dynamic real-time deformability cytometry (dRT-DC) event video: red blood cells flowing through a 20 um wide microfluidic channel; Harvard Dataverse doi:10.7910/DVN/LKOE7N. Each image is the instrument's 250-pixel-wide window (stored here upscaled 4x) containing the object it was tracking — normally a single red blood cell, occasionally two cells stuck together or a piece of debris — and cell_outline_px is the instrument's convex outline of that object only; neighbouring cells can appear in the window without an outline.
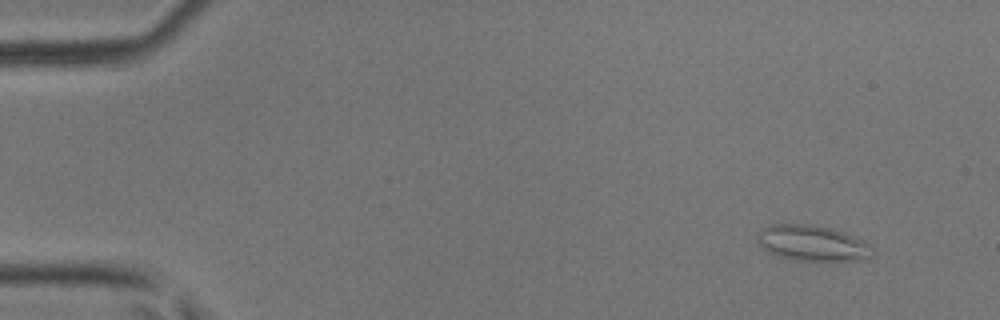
{"species": "common noctule bat (a hibernating species)", "species_latin": "Nyctalus noctula", "temperature_condition": "room temperature", "stored_images_in_passage": 5, "camera_frame_rate_fps": 3000, "um_per_image_px": 0.085, "animal": {"sex": "male", "body_mass_g": 17.9, "forearm_length_mm": 54.2}, "frame": {"image": 1, "passage_image": 1, "time_ms": 0.0, "image_size_px": [1000, 320], "cell_outline_px": [[872, 256], [860, 260], [792, 260], [768, 252], [756, 240], [756, 236], [768, 224], [812, 224], [832, 228], [844, 232], [864, 240]], "centroid_in_image_um": [69.0, 20.65], "position_along_channel_um": 16.0, "area_um2": 23.64}}
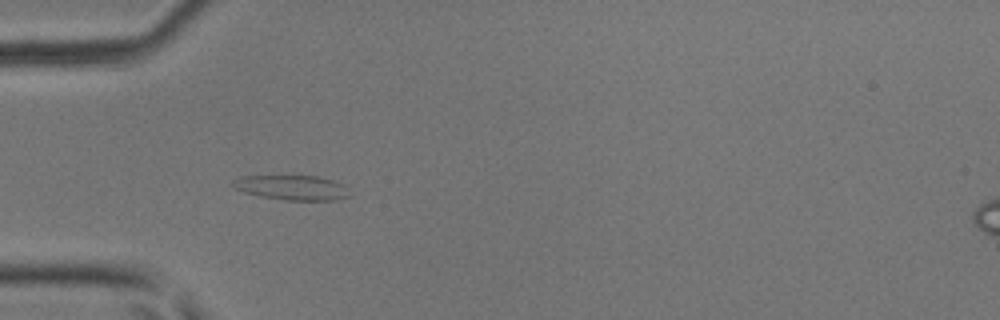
{"frame": {"image": 2, "passage_image": 4, "time_ms": 3.667, "image_size_px": [1000, 320], "cell_outline_px": [[352, 196], [332, 200], [284, 200], [260, 196], [244, 192], [236, 188], [232, 184], [232, 180], [240, 176], [316, 176], [332, 180], [344, 184]], "centroid_in_image_um": [24.84, 15.94], "position_along_channel_um": 60.2, "area_um2": 16.82}}
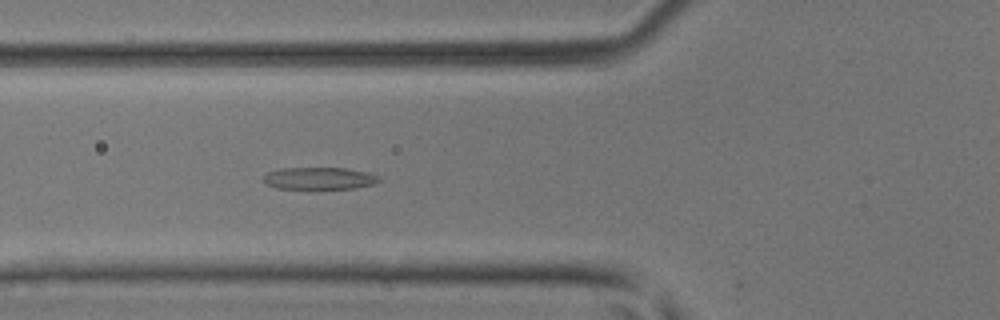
{"frame": {"image": 3, "passage_image": 5, "time_ms": 4.667, "image_size_px": [1000, 320], "cell_outline_px": [[380, 180], [376, 184], [356, 188], [276, 188], [268, 184], [264, 180], [264, 176], [268, 172], [280, 168], [344, 168], [368, 172], [380, 176]], "centroid_in_image_um": [27.2, 15.15], "position_along_channel_um": 98.6, "area_um2": 14.8}}